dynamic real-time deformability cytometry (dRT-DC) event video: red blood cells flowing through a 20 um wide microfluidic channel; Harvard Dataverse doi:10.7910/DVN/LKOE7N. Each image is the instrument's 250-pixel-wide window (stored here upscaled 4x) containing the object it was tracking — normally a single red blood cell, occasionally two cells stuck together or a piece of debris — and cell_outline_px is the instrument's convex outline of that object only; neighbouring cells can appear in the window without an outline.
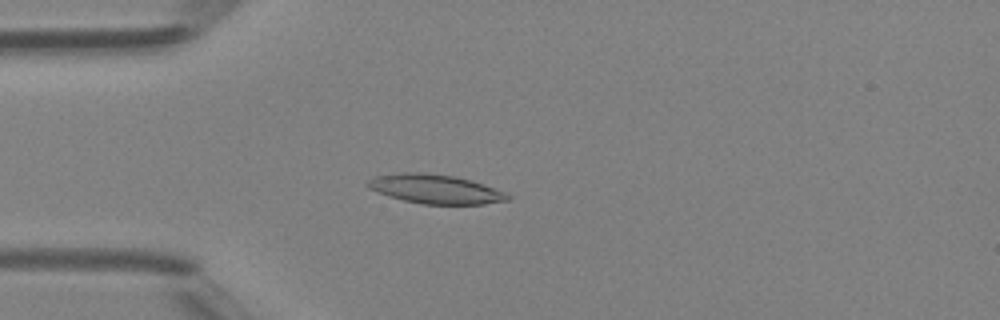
{"species": "Egyptian fruit bat (a non-hibernating species)", "species_latin": "Rousettus aegyptiacus", "temperature_condition": "room temperature", "stored_images_in_passage": 48, "camera_frame_rate_fps": 3000, "um_per_image_px": 0.085, "animal": {"sex": "female"}, "frame": {"image": 1, "passage_image": 14, "time_ms": 4.333, "image_size_px": [1000, 320], "cell_outline_px": [[512, 196], [508, 200], [484, 204], [420, 204], [388, 196], [376, 192], [368, 188], [364, 184], [368, 180], [376, 176], [404, 172], [416, 172], [452, 176], [468, 180], [504, 192]], "centroid_in_image_um": [36.93, 16.08], "position_along_channel_um": 48.1, "area_um2": 23.41}}
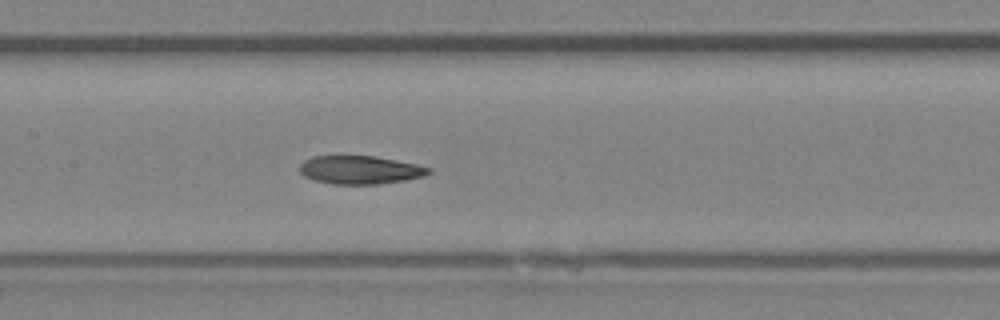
{"frame": {"image": 2, "passage_image": 24, "time_ms": 7.667, "image_size_px": [1000, 320], "cell_outline_px": [[432, 172], [424, 176], [404, 180], [380, 184], [332, 184], [316, 180], [304, 176], [300, 172], [300, 164], [304, 160], [312, 156], [372, 156], [416, 164], [432, 168]], "centroid_in_image_um": [30.61, 14.44], "position_along_channel_um": 176.8, "area_um2": 21.15}}
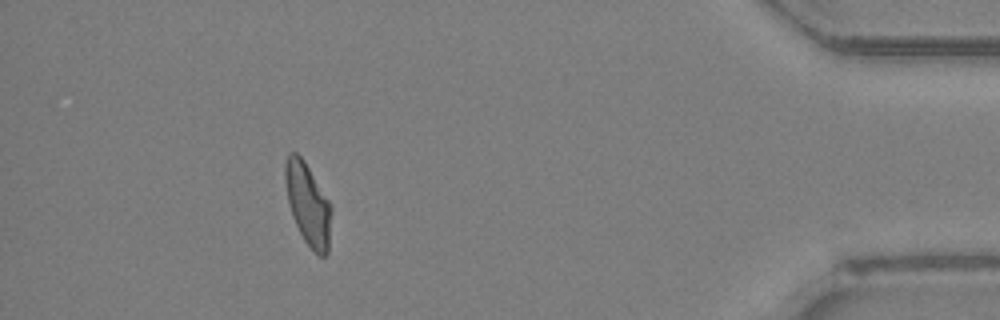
{"frame": {"image": 3, "passage_image": 44, "time_ms": 14.333, "image_size_px": [1000, 320], "cell_outline_px": [[332, 208], [328, 252], [324, 256], [320, 256], [304, 240], [292, 216], [288, 200], [284, 180], [284, 164], [288, 152], [296, 152], [304, 160], [332, 204]], "centroid_in_image_um": [26.17, 17.3], "position_along_channel_um": 409.0, "area_um2": 22.14}, "authors_computed_cell_mechanics": {"area_um2": 22.0507, "velocity_mm_per_s": 4.3288, "shape_relaxation_time_tau1_ms": null, "shape_relaxation_time_tau2_ms": 3.5605, "deformation_change_tau1": null, "deformation_change_tau2": 0.096}}